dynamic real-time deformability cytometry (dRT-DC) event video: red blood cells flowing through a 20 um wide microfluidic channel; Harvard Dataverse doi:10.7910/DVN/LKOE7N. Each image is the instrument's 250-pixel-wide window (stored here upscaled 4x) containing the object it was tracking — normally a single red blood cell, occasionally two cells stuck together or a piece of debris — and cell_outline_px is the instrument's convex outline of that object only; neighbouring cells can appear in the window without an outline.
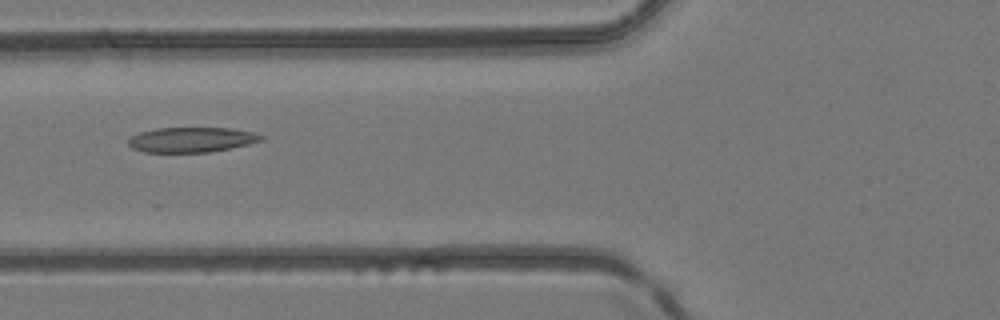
{"species": "common noctule bat (a hibernating species)", "species_latin": "Nyctalus noctula", "temperature_condition": "room temperature", "stored_images_in_passage": 3, "camera_frame_rate_fps": 3000, "um_per_image_px": 0.085, "animal": {"sex": "female", "body_mass_g": 24.6, "forearm_length_mm": 56.2}, "frame": {"image": 1, "passage_image": 3, "time_ms": 0.667, "image_size_px": [1000, 320], "cell_outline_px": [[264, 140], [248, 144], [208, 152], [144, 152], [132, 148], [128, 144], [128, 136], [140, 132], [156, 128], [228, 128], [252, 132], [264, 136]], "centroid_in_image_um": [16.23, 11.87], "position_along_channel_um": 109.6, "area_um2": 19.31}}